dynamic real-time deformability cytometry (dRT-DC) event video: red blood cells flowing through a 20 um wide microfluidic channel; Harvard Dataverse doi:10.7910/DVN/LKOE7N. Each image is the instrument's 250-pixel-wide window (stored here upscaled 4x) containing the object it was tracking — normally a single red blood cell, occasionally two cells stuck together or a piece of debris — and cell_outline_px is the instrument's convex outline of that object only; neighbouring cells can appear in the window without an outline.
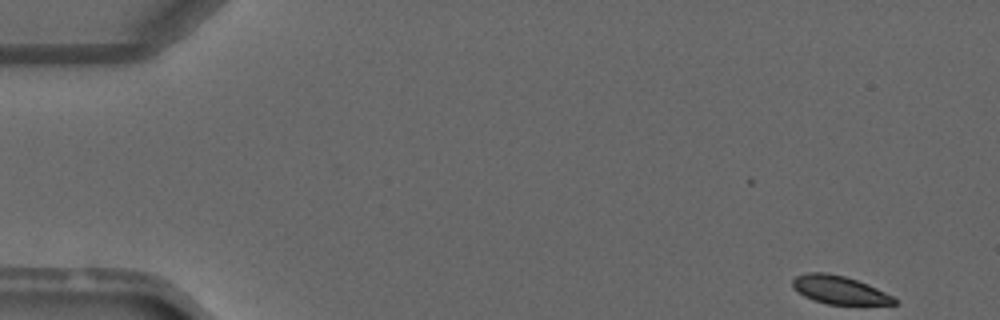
{"species": "common noctule bat (a hibernating species)", "species_latin": "Nyctalus noctula", "temperature_condition": "warm", "stored_images_in_passage": 7, "camera_frame_rate_fps": 3000, "um_per_image_px": 0.085, "animal": {"sex": "male", "forearm_length_mm": 52.5}, "frame": {"image": 1, "passage_image": 1, "time_ms": 0.0, "image_size_px": [1000, 320], "cell_outline_px": [[896, 304], [828, 304], [812, 300], [804, 296], [792, 284], [792, 280], [796, 276], [808, 272], [824, 272], [844, 276], [868, 284], [892, 296], [896, 300]], "centroid_in_image_um": [71.33, 24.64], "position_along_channel_um": 13.7, "area_um2": 16.36}}